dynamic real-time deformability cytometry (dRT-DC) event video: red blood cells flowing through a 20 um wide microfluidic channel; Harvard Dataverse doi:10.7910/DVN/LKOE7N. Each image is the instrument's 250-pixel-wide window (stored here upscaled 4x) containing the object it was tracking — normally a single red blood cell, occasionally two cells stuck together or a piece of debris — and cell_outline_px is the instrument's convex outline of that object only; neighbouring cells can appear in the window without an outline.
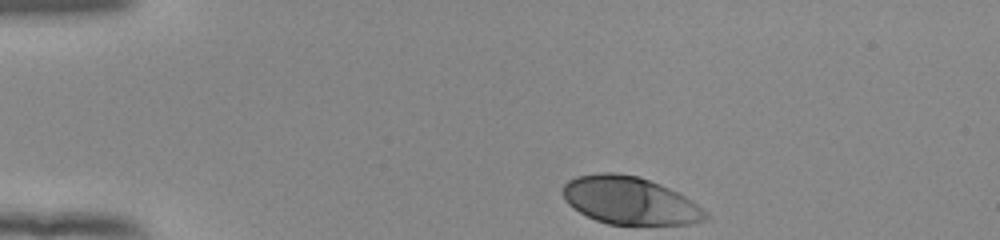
{"species": "human", "species_latin": "Homo sapiens", "temperature_condition": "room temperature", "stored_images_in_passage": 36, "camera_frame_rate_fps": 3000, "um_per_image_px": 0.085, "donor": {"sex": "female"}, "frame": {"image": 1, "passage_image": 1, "time_ms": 0.0, "image_size_px": [1000, 240], "cell_outline_px": [[712, 216], [708, 220], [688, 224], [608, 224], [596, 220], [572, 208], [564, 200], [564, 184], [568, 180], [576, 176], [600, 172], [612, 172], [640, 176], [660, 184], [692, 200], [708, 212]], "centroid_in_image_um": [53.56, 17.05], "position_along_channel_um": 31.4, "area_um2": 39.77}}
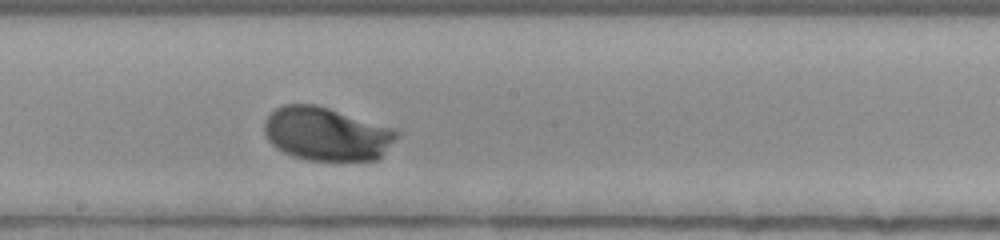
{"frame": {"image": 2, "passage_image": 21, "time_ms": 6.667, "image_size_px": [1000, 240], "cell_outline_px": [[400, 132], [380, 156], [376, 160], [308, 160], [292, 156], [276, 148], [268, 140], [264, 132], [264, 120], [276, 108], [284, 104], [316, 104], [396, 128]], "centroid_in_image_um": [27.74, 11.37], "position_along_channel_um": 220.5, "area_um2": 41.21}}
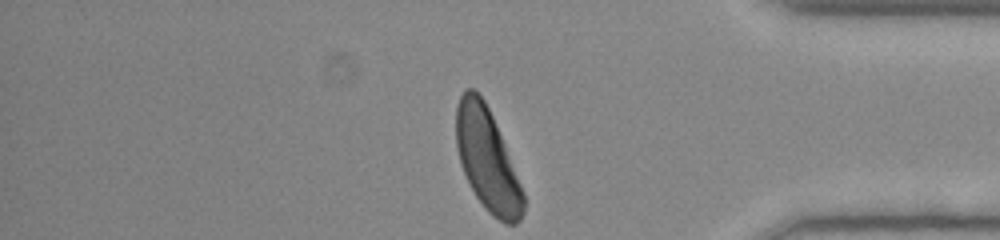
{"frame": {"image": 3, "passage_image": 36, "time_ms": 11.667, "image_size_px": [1000, 240], "cell_outline_px": [[524, 212], [520, 220], [516, 224], [504, 224], [492, 216], [484, 208], [476, 196], [464, 172], [460, 160], [456, 144], [456, 108], [460, 96], [464, 88], [472, 88], [484, 100], [492, 116], [524, 192]], "centroid_in_image_um": [41.41, 13.6], "position_along_channel_um": 393.8, "area_um2": 39.54}, "authors_computed_cell_mechanics": {"area_um2": 40.1421, "velocity_mm_per_s": 3.8651, "shape_relaxation_time_tau1_ms": 2.098, "shape_relaxation_time_tau2_ms": null, "deformation_change_tau1": 0.1498, "deformation_change_tau2": null}}